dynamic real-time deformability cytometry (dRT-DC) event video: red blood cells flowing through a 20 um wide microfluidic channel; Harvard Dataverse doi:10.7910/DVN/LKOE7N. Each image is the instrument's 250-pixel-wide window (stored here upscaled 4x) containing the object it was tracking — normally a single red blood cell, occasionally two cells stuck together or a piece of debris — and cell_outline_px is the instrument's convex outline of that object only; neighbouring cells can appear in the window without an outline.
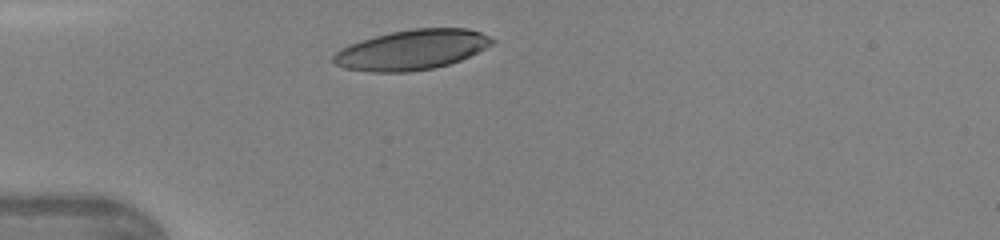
{"species": "human", "species_latin": "Homo sapiens", "temperature_condition": "warm", "stored_images_in_passage": 8, "camera_frame_rate_fps": 3000, "um_per_image_px": 0.085, "donor": {"sex": "female"}, "frame": {"image": 1, "passage_image": 1, "time_ms": 0.0, "image_size_px": [1000, 240], "cell_outline_px": [[496, 40], [492, 44], [460, 60], [448, 64], [432, 68], [408, 72], [372, 72], [344, 68], [336, 64], [332, 60], [332, 56], [340, 48], [348, 44], [360, 40], [392, 32], [412, 28], [468, 28], [480, 32]], "centroid_in_image_um": [34.97, 4.23], "position_along_channel_um": 50.0, "area_um2": 36.82}}